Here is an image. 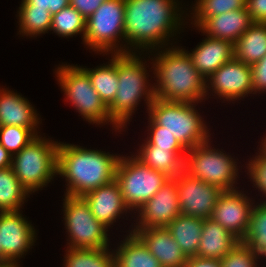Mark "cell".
I'll use <instances>...</instances> for the list:
<instances>
[{
	"label": "cell",
	"instance_id": "obj_16",
	"mask_svg": "<svg viewBox=\"0 0 266 267\" xmlns=\"http://www.w3.org/2000/svg\"><path fill=\"white\" fill-rule=\"evenodd\" d=\"M137 214L138 223H136L132 229L167 227L181 214L176 177L170 178L162 188L138 210Z\"/></svg>",
	"mask_w": 266,
	"mask_h": 267
},
{
	"label": "cell",
	"instance_id": "obj_41",
	"mask_svg": "<svg viewBox=\"0 0 266 267\" xmlns=\"http://www.w3.org/2000/svg\"><path fill=\"white\" fill-rule=\"evenodd\" d=\"M104 1L106 0H70V5L87 19Z\"/></svg>",
	"mask_w": 266,
	"mask_h": 267
},
{
	"label": "cell",
	"instance_id": "obj_27",
	"mask_svg": "<svg viewBox=\"0 0 266 267\" xmlns=\"http://www.w3.org/2000/svg\"><path fill=\"white\" fill-rule=\"evenodd\" d=\"M257 204L252 207L249 228L241 242L258 264V259H266V202Z\"/></svg>",
	"mask_w": 266,
	"mask_h": 267
},
{
	"label": "cell",
	"instance_id": "obj_6",
	"mask_svg": "<svg viewBox=\"0 0 266 267\" xmlns=\"http://www.w3.org/2000/svg\"><path fill=\"white\" fill-rule=\"evenodd\" d=\"M38 135L12 156L11 169L30 193L47 186L57 175L59 142Z\"/></svg>",
	"mask_w": 266,
	"mask_h": 267
},
{
	"label": "cell",
	"instance_id": "obj_23",
	"mask_svg": "<svg viewBox=\"0 0 266 267\" xmlns=\"http://www.w3.org/2000/svg\"><path fill=\"white\" fill-rule=\"evenodd\" d=\"M139 146V152L135 157L143 164L164 172L168 177L175 178L184 170V159L186 152H172L168 148H156L148 140H144Z\"/></svg>",
	"mask_w": 266,
	"mask_h": 267
},
{
	"label": "cell",
	"instance_id": "obj_44",
	"mask_svg": "<svg viewBox=\"0 0 266 267\" xmlns=\"http://www.w3.org/2000/svg\"><path fill=\"white\" fill-rule=\"evenodd\" d=\"M260 143H261L260 148H259L260 152L258 151V153L261 157L266 158V137L262 138Z\"/></svg>",
	"mask_w": 266,
	"mask_h": 267
},
{
	"label": "cell",
	"instance_id": "obj_1",
	"mask_svg": "<svg viewBox=\"0 0 266 267\" xmlns=\"http://www.w3.org/2000/svg\"><path fill=\"white\" fill-rule=\"evenodd\" d=\"M180 4L178 0H125V53L149 50L152 55L157 48L168 47L169 38L180 34L185 25Z\"/></svg>",
	"mask_w": 266,
	"mask_h": 267
},
{
	"label": "cell",
	"instance_id": "obj_43",
	"mask_svg": "<svg viewBox=\"0 0 266 267\" xmlns=\"http://www.w3.org/2000/svg\"><path fill=\"white\" fill-rule=\"evenodd\" d=\"M12 156L10 153L0 144V170L11 167Z\"/></svg>",
	"mask_w": 266,
	"mask_h": 267
},
{
	"label": "cell",
	"instance_id": "obj_8",
	"mask_svg": "<svg viewBox=\"0 0 266 267\" xmlns=\"http://www.w3.org/2000/svg\"><path fill=\"white\" fill-rule=\"evenodd\" d=\"M125 0H106L86 19L83 42L100 54L125 53ZM120 40V41H119ZM120 45V46H119Z\"/></svg>",
	"mask_w": 266,
	"mask_h": 267
},
{
	"label": "cell",
	"instance_id": "obj_30",
	"mask_svg": "<svg viewBox=\"0 0 266 267\" xmlns=\"http://www.w3.org/2000/svg\"><path fill=\"white\" fill-rule=\"evenodd\" d=\"M19 22V34L22 36L37 37L48 33L51 29L52 14L46 8L35 6H20L16 17Z\"/></svg>",
	"mask_w": 266,
	"mask_h": 267
},
{
	"label": "cell",
	"instance_id": "obj_32",
	"mask_svg": "<svg viewBox=\"0 0 266 267\" xmlns=\"http://www.w3.org/2000/svg\"><path fill=\"white\" fill-rule=\"evenodd\" d=\"M85 29L86 19L71 5L52 15L50 31L59 37L68 38L82 33L81 38L84 39Z\"/></svg>",
	"mask_w": 266,
	"mask_h": 267
},
{
	"label": "cell",
	"instance_id": "obj_33",
	"mask_svg": "<svg viewBox=\"0 0 266 267\" xmlns=\"http://www.w3.org/2000/svg\"><path fill=\"white\" fill-rule=\"evenodd\" d=\"M194 4V7H191L193 16L190 20H194L191 24L195 28H198L209 17L246 8V0H196Z\"/></svg>",
	"mask_w": 266,
	"mask_h": 267
},
{
	"label": "cell",
	"instance_id": "obj_14",
	"mask_svg": "<svg viewBox=\"0 0 266 267\" xmlns=\"http://www.w3.org/2000/svg\"><path fill=\"white\" fill-rule=\"evenodd\" d=\"M210 88L213 96L216 94L223 101L244 99L248 94H254L251 65L233 58L206 79V96Z\"/></svg>",
	"mask_w": 266,
	"mask_h": 267
},
{
	"label": "cell",
	"instance_id": "obj_9",
	"mask_svg": "<svg viewBox=\"0 0 266 267\" xmlns=\"http://www.w3.org/2000/svg\"><path fill=\"white\" fill-rule=\"evenodd\" d=\"M235 160L223 150L213 149L208 140L187 150L184 171L222 191L236 190L239 168Z\"/></svg>",
	"mask_w": 266,
	"mask_h": 267
},
{
	"label": "cell",
	"instance_id": "obj_34",
	"mask_svg": "<svg viewBox=\"0 0 266 267\" xmlns=\"http://www.w3.org/2000/svg\"><path fill=\"white\" fill-rule=\"evenodd\" d=\"M37 131L22 126H0V144L13 156L38 136Z\"/></svg>",
	"mask_w": 266,
	"mask_h": 267
},
{
	"label": "cell",
	"instance_id": "obj_39",
	"mask_svg": "<svg viewBox=\"0 0 266 267\" xmlns=\"http://www.w3.org/2000/svg\"><path fill=\"white\" fill-rule=\"evenodd\" d=\"M70 5V0H22L20 6H35V8H46L53 15Z\"/></svg>",
	"mask_w": 266,
	"mask_h": 267
},
{
	"label": "cell",
	"instance_id": "obj_2",
	"mask_svg": "<svg viewBox=\"0 0 266 267\" xmlns=\"http://www.w3.org/2000/svg\"><path fill=\"white\" fill-rule=\"evenodd\" d=\"M120 155L59 142L57 175L65 178V195L83 197L116 177Z\"/></svg>",
	"mask_w": 266,
	"mask_h": 267
},
{
	"label": "cell",
	"instance_id": "obj_26",
	"mask_svg": "<svg viewBox=\"0 0 266 267\" xmlns=\"http://www.w3.org/2000/svg\"><path fill=\"white\" fill-rule=\"evenodd\" d=\"M203 219L179 214L168 226L172 237L187 258L195 257L199 248Z\"/></svg>",
	"mask_w": 266,
	"mask_h": 267
},
{
	"label": "cell",
	"instance_id": "obj_25",
	"mask_svg": "<svg viewBox=\"0 0 266 267\" xmlns=\"http://www.w3.org/2000/svg\"><path fill=\"white\" fill-rule=\"evenodd\" d=\"M266 55V23H253L234 43V58L252 65Z\"/></svg>",
	"mask_w": 266,
	"mask_h": 267
},
{
	"label": "cell",
	"instance_id": "obj_38",
	"mask_svg": "<svg viewBox=\"0 0 266 267\" xmlns=\"http://www.w3.org/2000/svg\"><path fill=\"white\" fill-rule=\"evenodd\" d=\"M254 94L266 92V55L251 65Z\"/></svg>",
	"mask_w": 266,
	"mask_h": 267
},
{
	"label": "cell",
	"instance_id": "obj_18",
	"mask_svg": "<svg viewBox=\"0 0 266 267\" xmlns=\"http://www.w3.org/2000/svg\"><path fill=\"white\" fill-rule=\"evenodd\" d=\"M83 198L89 204L93 216L108 229L130 211L116 180L88 192Z\"/></svg>",
	"mask_w": 266,
	"mask_h": 267
},
{
	"label": "cell",
	"instance_id": "obj_20",
	"mask_svg": "<svg viewBox=\"0 0 266 267\" xmlns=\"http://www.w3.org/2000/svg\"><path fill=\"white\" fill-rule=\"evenodd\" d=\"M253 23L250 13L242 8L209 17L196 29L234 44Z\"/></svg>",
	"mask_w": 266,
	"mask_h": 267
},
{
	"label": "cell",
	"instance_id": "obj_36",
	"mask_svg": "<svg viewBox=\"0 0 266 267\" xmlns=\"http://www.w3.org/2000/svg\"><path fill=\"white\" fill-rule=\"evenodd\" d=\"M220 263L221 267H257L259 265L241 241L220 260Z\"/></svg>",
	"mask_w": 266,
	"mask_h": 267
},
{
	"label": "cell",
	"instance_id": "obj_5",
	"mask_svg": "<svg viewBox=\"0 0 266 267\" xmlns=\"http://www.w3.org/2000/svg\"><path fill=\"white\" fill-rule=\"evenodd\" d=\"M196 106L193 102L166 101L155 97L149 106L148 116L188 150L210 140L209 130Z\"/></svg>",
	"mask_w": 266,
	"mask_h": 267
},
{
	"label": "cell",
	"instance_id": "obj_31",
	"mask_svg": "<svg viewBox=\"0 0 266 267\" xmlns=\"http://www.w3.org/2000/svg\"><path fill=\"white\" fill-rule=\"evenodd\" d=\"M63 267H115L113 250L66 248Z\"/></svg>",
	"mask_w": 266,
	"mask_h": 267
},
{
	"label": "cell",
	"instance_id": "obj_7",
	"mask_svg": "<svg viewBox=\"0 0 266 267\" xmlns=\"http://www.w3.org/2000/svg\"><path fill=\"white\" fill-rule=\"evenodd\" d=\"M55 72L57 81L66 95L65 100L72 104L84 120L98 125L110 122L115 132L123 130L111 119L108 107L100 99L88 74L80 66L66 63L58 66Z\"/></svg>",
	"mask_w": 266,
	"mask_h": 267
},
{
	"label": "cell",
	"instance_id": "obj_3",
	"mask_svg": "<svg viewBox=\"0 0 266 267\" xmlns=\"http://www.w3.org/2000/svg\"><path fill=\"white\" fill-rule=\"evenodd\" d=\"M169 45L171 47L157 49L154 59L148 53L157 78L154 83L155 97L166 101L201 103L207 99L206 79L195 69L186 49L172 43Z\"/></svg>",
	"mask_w": 266,
	"mask_h": 267
},
{
	"label": "cell",
	"instance_id": "obj_4",
	"mask_svg": "<svg viewBox=\"0 0 266 267\" xmlns=\"http://www.w3.org/2000/svg\"><path fill=\"white\" fill-rule=\"evenodd\" d=\"M138 54L137 52L117 53L119 86L114 100L107 107L111 119L121 129L127 127V122L132 118L142 98L146 101V111L149 110L155 98L154 85L147 78L149 77L146 69L147 62H143L144 57H140L144 53Z\"/></svg>",
	"mask_w": 266,
	"mask_h": 267
},
{
	"label": "cell",
	"instance_id": "obj_35",
	"mask_svg": "<svg viewBox=\"0 0 266 267\" xmlns=\"http://www.w3.org/2000/svg\"><path fill=\"white\" fill-rule=\"evenodd\" d=\"M147 140L156 148H168L172 152H187V150L175 139L174 135L162 130L150 117L148 118ZM149 136V137H148Z\"/></svg>",
	"mask_w": 266,
	"mask_h": 267
},
{
	"label": "cell",
	"instance_id": "obj_12",
	"mask_svg": "<svg viewBox=\"0 0 266 267\" xmlns=\"http://www.w3.org/2000/svg\"><path fill=\"white\" fill-rule=\"evenodd\" d=\"M176 185L182 214L203 220L211 218L223 192L219 187L192 177L184 170L176 177Z\"/></svg>",
	"mask_w": 266,
	"mask_h": 267
},
{
	"label": "cell",
	"instance_id": "obj_10",
	"mask_svg": "<svg viewBox=\"0 0 266 267\" xmlns=\"http://www.w3.org/2000/svg\"><path fill=\"white\" fill-rule=\"evenodd\" d=\"M170 179L164 172L143 164L134 155L120 157L115 180L130 211L139 210Z\"/></svg>",
	"mask_w": 266,
	"mask_h": 267
},
{
	"label": "cell",
	"instance_id": "obj_19",
	"mask_svg": "<svg viewBox=\"0 0 266 267\" xmlns=\"http://www.w3.org/2000/svg\"><path fill=\"white\" fill-rule=\"evenodd\" d=\"M207 37L188 51L195 69L207 79L219 67L234 58V44L227 40ZM190 52V53H189Z\"/></svg>",
	"mask_w": 266,
	"mask_h": 267
},
{
	"label": "cell",
	"instance_id": "obj_42",
	"mask_svg": "<svg viewBox=\"0 0 266 267\" xmlns=\"http://www.w3.org/2000/svg\"><path fill=\"white\" fill-rule=\"evenodd\" d=\"M184 267H221L220 260L202 258V257H189Z\"/></svg>",
	"mask_w": 266,
	"mask_h": 267
},
{
	"label": "cell",
	"instance_id": "obj_13",
	"mask_svg": "<svg viewBox=\"0 0 266 267\" xmlns=\"http://www.w3.org/2000/svg\"><path fill=\"white\" fill-rule=\"evenodd\" d=\"M21 211L0 212V261L19 262L37 240L34 226Z\"/></svg>",
	"mask_w": 266,
	"mask_h": 267
},
{
	"label": "cell",
	"instance_id": "obj_37",
	"mask_svg": "<svg viewBox=\"0 0 266 267\" xmlns=\"http://www.w3.org/2000/svg\"><path fill=\"white\" fill-rule=\"evenodd\" d=\"M258 153L247 164V175L249 174L250 181L253 182L255 188L262 192L266 198V158L261 157ZM266 202V200H264Z\"/></svg>",
	"mask_w": 266,
	"mask_h": 267
},
{
	"label": "cell",
	"instance_id": "obj_15",
	"mask_svg": "<svg viewBox=\"0 0 266 267\" xmlns=\"http://www.w3.org/2000/svg\"><path fill=\"white\" fill-rule=\"evenodd\" d=\"M253 201L242 190L223 191L211 218L242 241L249 228Z\"/></svg>",
	"mask_w": 266,
	"mask_h": 267
},
{
	"label": "cell",
	"instance_id": "obj_22",
	"mask_svg": "<svg viewBox=\"0 0 266 267\" xmlns=\"http://www.w3.org/2000/svg\"><path fill=\"white\" fill-rule=\"evenodd\" d=\"M240 242L212 218L203 220L200 244L196 256L221 260Z\"/></svg>",
	"mask_w": 266,
	"mask_h": 267
},
{
	"label": "cell",
	"instance_id": "obj_24",
	"mask_svg": "<svg viewBox=\"0 0 266 267\" xmlns=\"http://www.w3.org/2000/svg\"><path fill=\"white\" fill-rule=\"evenodd\" d=\"M119 244L113 251L115 267H162L133 232H129Z\"/></svg>",
	"mask_w": 266,
	"mask_h": 267
},
{
	"label": "cell",
	"instance_id": "obj_29",
	"mask_svg": "<svg viewBox=\"0 0 266 267\" xmlns=\"http://www.w3.org/2000/svg\"><path fill=\"white\" fill-rule=\"evenodd\" d=\"M29 194L11 167L0 170V212L20 211Z\"/></svg>",
	"mask_w": 266,
	"mask_h": 267
},
{
	"label": "cell",
	"instance_id": "obj_45",
	"mask_svg": "<svg viewBox=\"0 0 266 267\" xmlns=\"http://www.w3.org/2000/svg\"><path fill=\"white\" fill-rule=\"evenodd\" d=\"M20 262L15 261H0V267H20Z\"/></svg>",
	"mask_w": 266,
	"mask_h": 267
},
{
	"label": "cell",
	"instance_id": "obj_40",
	"mask_svg": "<svg viewBox=\"0 0 266 267\" xmlns=\"http://www.w3.org/2000/svg\"><path fill=\"white\" fill-rule=\"evenodd\" d=\"M246 9L255 23H266V0H246Z\"/></svg>",
	"mask_w": 266,
	"mask_h": 267
},
{
	"label": "cell",
	"instance_id": "obj_17",
	"mask_svg": "<svg viewBox=\"0 0 266 267\" xmlns=\"http://www.w3.org/2000/svg\"><path fill=\"white\" fill-rule=\"evenodd\" d=\"M162 267H184L187 257L167 227L131 229Z\"/></svg>",
	"mask_w": 266,
	"mask_h": 267
},
{
	"label": "cell",
	"instance_id": "obj_21",
	"mask_svg": "<svg viewBox=\"0 0 266 267\" xmlns=\"http://www.w3.org/2000/svg\"><path fill=\"white\" fill-rule=\"evenodd\" d=\"M36 112L24 96L7 88L0 89V126L13 125L37 129L41 122Z\"/></svg>",
	"mask_w": 266,
	"mask_h": 267
},
{
	"label": "cell",
	"instance_id": "obj_11",
	"mask_svg": "<svg viewBox=\"0 0 266 267\" xmlns=\"http://www.w3.org/2000/svg\"><path fill=\"white\" fill-rule=\"evenodd\" d=\"M63 209L68 248H109L108 228L93 216L89 204L83 197L65 195Z\"/></svg>",
	"mask_w": 266,
	"mask_h": 267
},
{
	"label": "cell",
	"instance_id": "obj_28",
	"mask_svg": "<svg viewBox=\"0 0 266 267\" xmlns=\"http://www.w3.org/2000/svg\"><path fill=\"white\" fill-rule=\"evenodd\" d=\"M108 64H102L94 69L80 66L89 76L92 87L98 92L100 99L108 106L118 89L117 54H111Z\"/></svg>",
	"mask_w": 266,
	"mask_h": 267
}]
</instances>
